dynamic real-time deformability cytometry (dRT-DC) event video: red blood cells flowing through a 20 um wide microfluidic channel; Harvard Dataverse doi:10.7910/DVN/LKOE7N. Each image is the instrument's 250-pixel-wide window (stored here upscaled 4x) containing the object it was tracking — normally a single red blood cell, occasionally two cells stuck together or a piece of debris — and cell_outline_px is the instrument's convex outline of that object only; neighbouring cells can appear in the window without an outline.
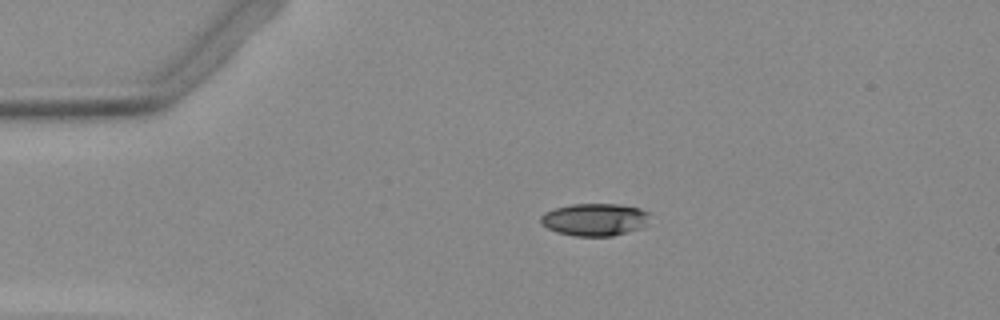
{"species": "Egyptian fruit bat (a non-hibernating species)", "species_latin": "Rousettus aegyptiacus", "temperature_condition": "warm", "stored_images_in_passage": 42, "camera_frame_rate_fps": 3000, "um_per_image_px": 0.085, "animal": {"sex": "female"}, "frame": {"image": 1, "passage_image": 1, "time_ms": 0.0, "image_size_px": [1000, 320], "cell_outline_px": [[648, 224], [640, 228], [612, 236], [572, 236], [556, 232], [548, 228], [540, 220], [540, 216], [544, 212], [556, 208], [572, 204], [620, 204], [640, 208], [648, 212]], "centroid_in_image_um": [50.55, 18.66], "position_along_channel_um": 34.4, "area_um2": 20.63}}
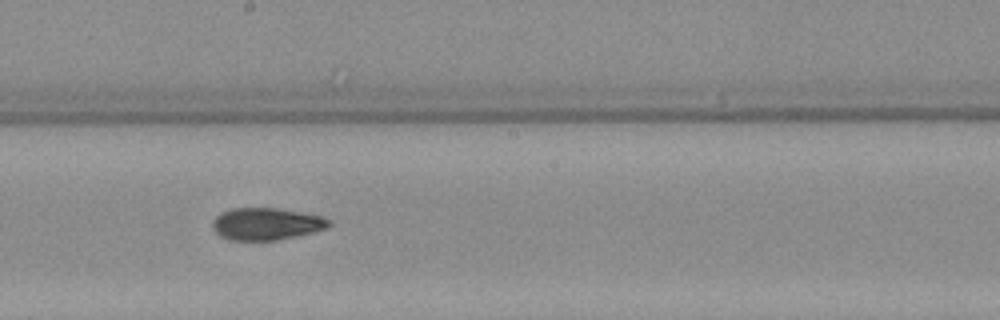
{"frame": {"image": 2, "passage_image": 19, "time_ms": 6.0, "image_size_px": [1000, 320], "cell_outline_px": [[332, 224], [328, 228], [296, 236], [276, 240], [228, 240], [220, 236], [212, 228], [212, 220], [220, 212], [232, 208], [276, 208], [320, 216], [328, 220]], "centroid_in_image_um": [22.58, 19.03], "position_along_channel_um": 225.6, "area_um2": 21.73}}
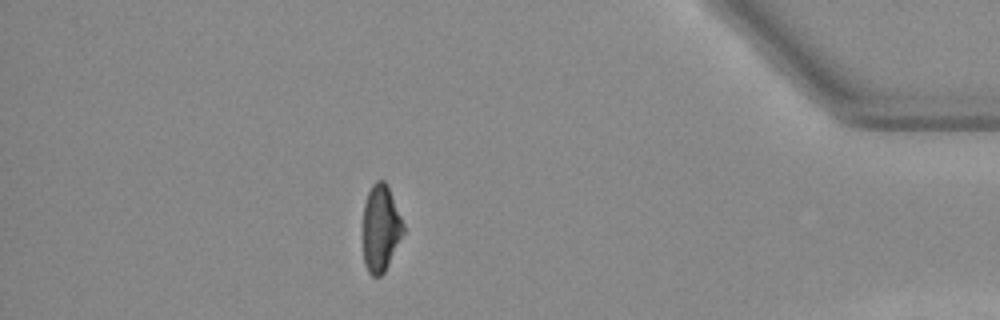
{"frame": {"image": 3, "passage_image": 36, "time_ms": 11.667, "image_size_px": [1000, 320], "cell_outline_px": [[404, 232], [384, 272], [380, 276], [372, 276], [368, 272], [364, 264], [364, 204], [368, 192], [372, 184], [376, 180], [384, 180], [388, 188], [404, 224]], "centroid_in_image_um": [32.35, 19.41], "position_along_channel_um": 402.8, "area_um2": 20.0}}